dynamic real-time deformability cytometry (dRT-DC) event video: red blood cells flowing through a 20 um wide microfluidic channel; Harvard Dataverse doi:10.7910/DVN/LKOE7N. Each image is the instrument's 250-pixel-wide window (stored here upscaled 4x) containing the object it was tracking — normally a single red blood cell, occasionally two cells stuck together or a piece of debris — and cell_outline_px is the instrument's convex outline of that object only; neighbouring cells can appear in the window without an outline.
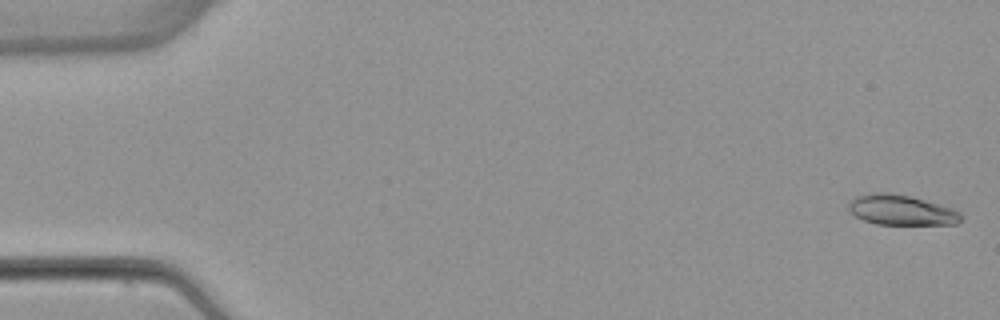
{"species": "common noctule bat (a hibernating species)", "species_latin": "Nyctalus noctula", "temperature_condition": "warm", "stored_images_in_passage": 4, "camera_frame_rate_fps": 3000, "um_per_image_px": 0.085, "animal": {"sex": "female", "body_mass_g": 22.7, "forearm_length_mm": 54.2}, "frame": {"image": 1, "passage_image": 1, "time_ms": 0.0, "image_size_px": [1000, 320], "cell_outline_px": [[964, 216], [956, 224], [876, 224], [864, 220], [856, 216], [848, 208], [848, 200], [856, 196], [872, 192], [888, 192], [908, 196], [924, 200], [952, 208], [960, 212]], "centroid_in_image_um": [76.58, 17.85], "position_along_channel_um": 8.4, "area_um2": 19.71}}
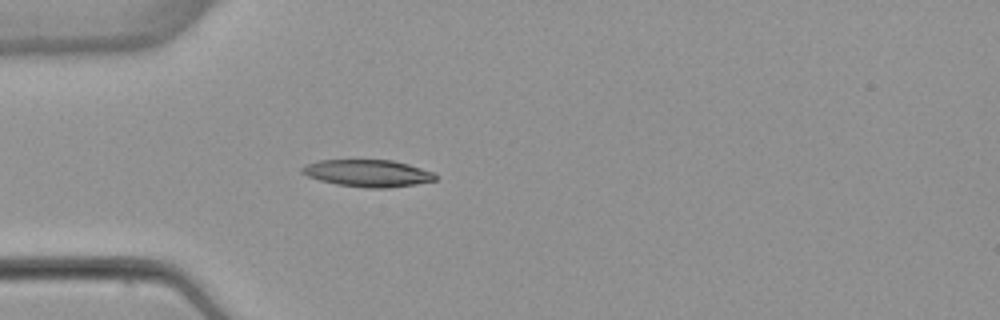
{"frame": {"image": 2, "passage_image": 4, "time_ms": 4.667, "image_size_px": [1000, 320], "cell_outline_px": [[436, 180], [416, 184], [388, 188], [368, 188], [336, 184], [320, 180], [308, 176], [300, 172], [300, 168], [304, 164], [320, 160], [392, 160], [408, 164], [432, 172], [436, 176]], "centroid_in_image_um": [31.22, 14.72], "position_along_channel_um": 53.8, "area_um2": 20.98}}